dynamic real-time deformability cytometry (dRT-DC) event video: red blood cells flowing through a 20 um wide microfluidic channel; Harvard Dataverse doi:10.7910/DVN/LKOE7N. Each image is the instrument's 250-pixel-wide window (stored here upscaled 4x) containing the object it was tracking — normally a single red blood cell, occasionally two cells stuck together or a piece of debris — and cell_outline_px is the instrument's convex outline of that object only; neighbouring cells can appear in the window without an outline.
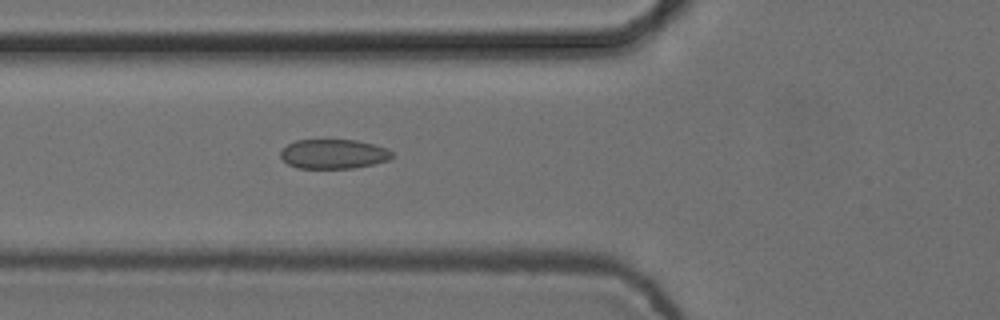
{"species": "common noctule bat (a hibernating species)", "species_latin": "Nyctalus noctula", "temperature_condition": "cold", "stored_images_in_passage": 2, "camera_frame_rate_fps": 3000, "um_per_image_px": 0.085, "animal": {"sex": "female", "body_mass_g": 24.6, "forearm_length_mm": 56.2}, "frame": {"image": 1, "passage_image": 2, "time_ms": 0.333, "image_size_px": [1000, 320], "cell_outline_px": [[392, 156], [388, 160], [372, 164], [352, 168], [296, 168], [288, 164], [280, 156], [280, 152], [288, 144], [296, 140], [356, 140], [388, 148], [392, 152]], "centroid_in_image_um": [28.34, 13.09], "position_along_channel_um": 97.5, "area_um2": 19.02}}